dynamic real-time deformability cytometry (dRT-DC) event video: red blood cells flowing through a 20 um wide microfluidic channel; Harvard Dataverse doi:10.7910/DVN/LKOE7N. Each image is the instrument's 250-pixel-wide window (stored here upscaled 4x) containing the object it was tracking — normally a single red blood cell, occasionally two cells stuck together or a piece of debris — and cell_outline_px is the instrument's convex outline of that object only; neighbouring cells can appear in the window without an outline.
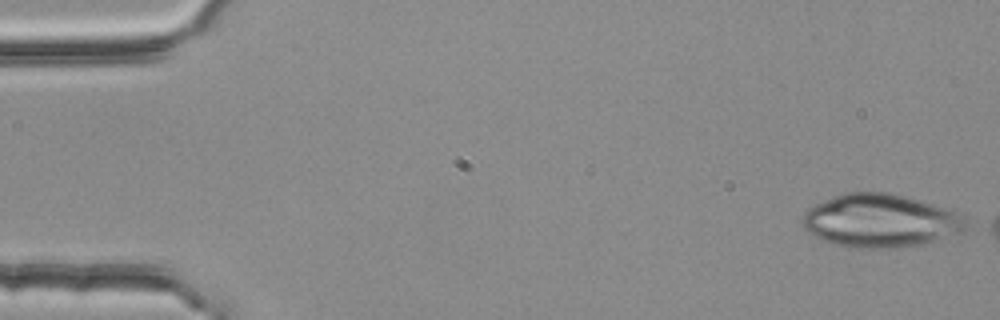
{"species": "common noctule bat (a hibernating species)", "species_latin": "Nyctalus noctula", "temperature_condition": "room temperature", "stored_images_in_passage": 5, "camera_frame_rate_fps": 3000, "um_per_image_px": 0.085, "animal": {"sex": "female", "body_mass_g": 25.1}, "frame": {"image": 1, "passage_image": 5, "time_ms": 1.333, "image_size_px": [1000, 320], "cell_outline_px": [[964, 232], [920, 244], [892, 248], [848, 248], [820, 240], [812, 236], [804, 228], [800, 220], [804, 212], [808, 208], [816, 204], [844, 192], [888, 192], [904, 196], [964, 212]], "centroid_in_image_um": [74.8, 18.76], "position_along_channel_um": 10.2, "area_um2": 51.1}}